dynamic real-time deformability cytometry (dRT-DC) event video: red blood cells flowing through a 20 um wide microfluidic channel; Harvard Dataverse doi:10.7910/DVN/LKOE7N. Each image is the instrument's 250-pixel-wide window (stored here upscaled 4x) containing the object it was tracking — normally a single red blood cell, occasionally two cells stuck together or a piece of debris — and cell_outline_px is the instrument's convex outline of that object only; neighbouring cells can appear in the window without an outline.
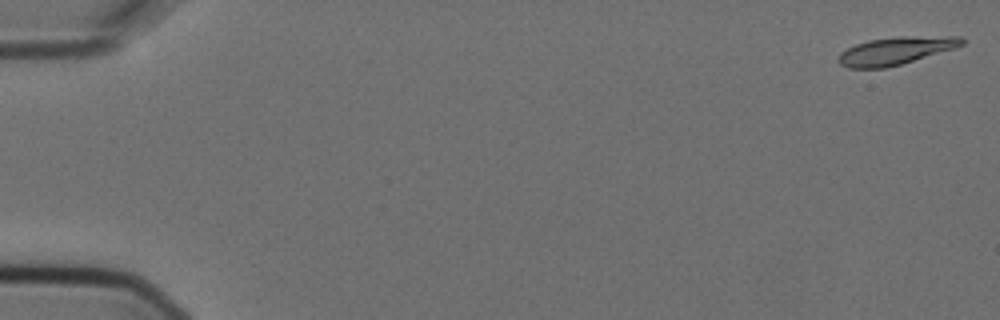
{"species": "Egyptian fruit bat (a non-hibernating species)", "species_latin": "Rousettus aegyptiacus", "temperature_condition": "cold", "stored_images_in_passage": 5, "segment_of_instrument_passage": [2, 2], "camera_frame_rate_fps": 3000, "um_per_image_px": 0.085, "animal": {"sex": "female"}, "frame": {"image": 1, "passage_image": 5, "time_ms": 1.333, "image_size_px": [1000, 320], "cell_outline_px": [[964, 44], [956, 48], [900, 64], [884, 68], [848, 68], [840, 64], [836, 60], [840, 52], [856, 44], [868, 40], [900, 36], [960, 36], [964, 40]], "centroid_in_image_um": [76.12, 4.31], "position_along_channel_um": 8.9, "area_um2": 19.94}}